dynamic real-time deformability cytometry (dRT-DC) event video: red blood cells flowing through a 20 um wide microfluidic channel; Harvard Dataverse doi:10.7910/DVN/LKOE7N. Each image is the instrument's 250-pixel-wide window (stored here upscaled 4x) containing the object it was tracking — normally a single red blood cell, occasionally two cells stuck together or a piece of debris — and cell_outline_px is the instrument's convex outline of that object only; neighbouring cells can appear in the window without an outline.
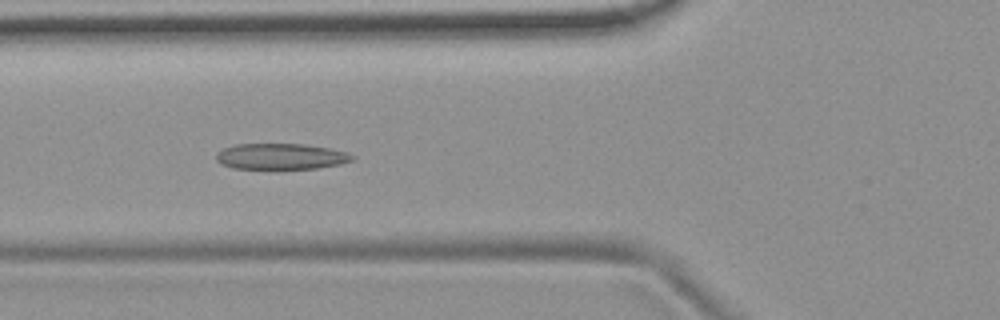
{"species": "common noctule bat (a hibernating species)", "species_latin": "Nyctalus noctula", "temperature_condition": "room temperature", "stored_images_in_passage": 39, "camera_frame_rate_fps": 3000, "um_per_image_px": 0.085, "animal": {"sex": "female", "body_mass_g": 19.9}, "frame": {"image": 1, "passage_image": 5, "time_ms": 1.333, "image_size_px": [1000, 320], "cell_outline_px": [[356, 156], [352, 160], [340, 164], [316, 168], [276, 172], [272, 172], [232, 168], [220, 164], [216, 160], [216, 152], [224, 148], [236, 144], [304, 144], [328, 148], [348, 152]], "centroid_in_image_um": [23.83, 13.35], "position_along_channel_um": 102.0, "area_um2": 21.73}}
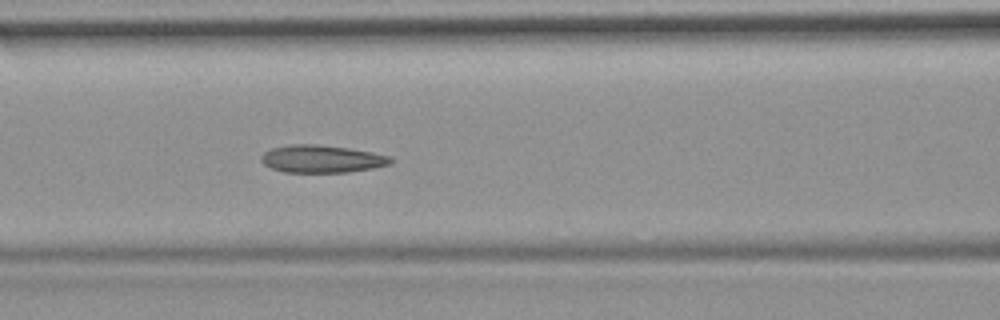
{"frame": {"image": 2, "passage_image": 8, "time_ms": 2.333, "image_size_px": [1000, 320], "cell_outline_px": [[392, 164], [372, 168], [348, 172], [284, 172], [272, 168], [264, 164], [260, 160], [260, 156], [264, 152], [272, 148], [288, 144], [316, 144], [348, 148], [372, 152], [388, 156], [392, 160]], "centroid_in_image_um": [27.32, 13.5], "position_along_channel_um": 139.3, "area_um2": 20.75}}
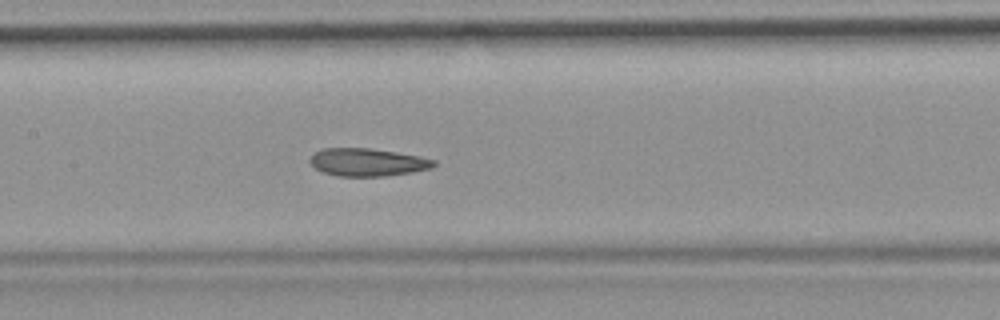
{"frame": {"image": 3, "passage_image": 11, "time_ms": 3.333, "image_size_px": [1000, 320], "cell_outline_px": [[436, 164], [432, 168], [412, 172], [384, 176], [336, 176], [324, 172], [316, 168], [308, 160], [316, 152], [324, 148], [368, 148], [396, 152], [420, 156], [436, 160]], "centroid_in_image_um": [31.27, 13.79], "position_along_channel_um": 176.1, "area_um2": 19.94}, "authors_computed_cell_mechanics": {"area_um2": 20.7502, "velocity_mm_per_s": 3.7099, "shape_relaxation_time_tau1_ms": 10.2809, "shape_relaxation_time_tau2_ms": 3.1433, "deformation_change_tau1": 0.2023, "deformation_change_tau2": 0.0873}}